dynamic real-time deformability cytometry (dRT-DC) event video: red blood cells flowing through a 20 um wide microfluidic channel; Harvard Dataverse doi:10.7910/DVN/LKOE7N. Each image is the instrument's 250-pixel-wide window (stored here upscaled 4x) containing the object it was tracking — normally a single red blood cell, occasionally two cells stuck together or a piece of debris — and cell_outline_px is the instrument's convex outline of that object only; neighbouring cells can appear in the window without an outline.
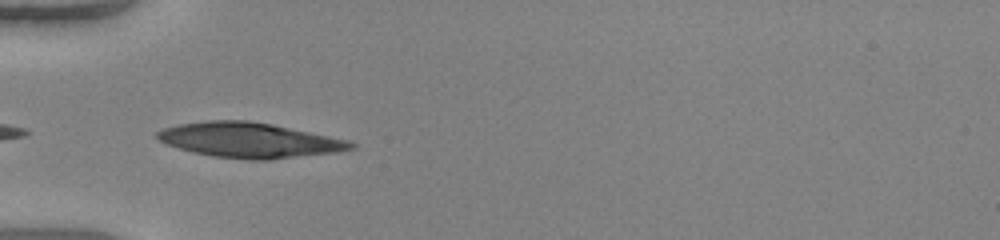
{"species": "human", "species_latin": "Homo sapiens", "temperature_condition": "warm", "stored_images_in_passage": 4, "camera_frame_rate_fps": 3000, "um_per_image_px": 0.085, "donor": {"sex": "female"}, "frame": {"image": 1, "passage_image": 1, "time_ms": 0.0, "image_size_px": [1000, 240], "cell_outline_px": [[356, 148], [336, 152], [268, 160], [252, 160], [212, 156], [192, 152], [168, 144], [160, 140], [156, 136], [156, 132], [164, 128], [180, 124], [208, 120], [248, 120], [272, 124], [348, 140], [356, 144]], "centroid_in_image_um": [21.21, 11.91], "position_along_channel_um": 63.8, "area_um2": 39.3}}
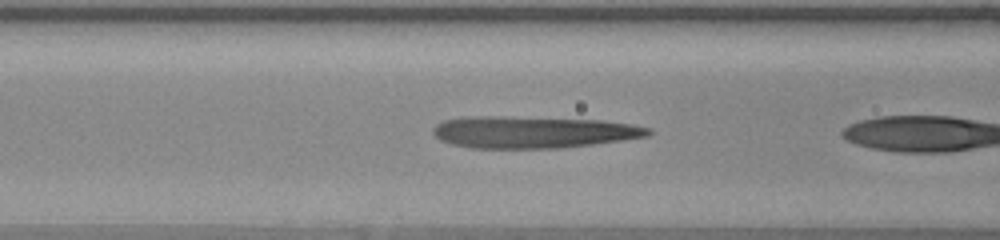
{"frame": {"image": 2, "passage_image": 3, "time_ms": 0.667, "image_size_px": [1000, 240], "cell_outline_px": [[652, 132], [648, 136], [592, 144], [560, 148], [472, 148], [452, 144], [440, 140], [432, 132], [432, 128], [436, 124], [444, 120], [472, 116], [508, 116], [600, 120], [632, 124], [652, 128]], "centroid_in_image_um": [45.29, 11.22], "position_along_channel_um": 121.3, "area_um2": 40.06}}